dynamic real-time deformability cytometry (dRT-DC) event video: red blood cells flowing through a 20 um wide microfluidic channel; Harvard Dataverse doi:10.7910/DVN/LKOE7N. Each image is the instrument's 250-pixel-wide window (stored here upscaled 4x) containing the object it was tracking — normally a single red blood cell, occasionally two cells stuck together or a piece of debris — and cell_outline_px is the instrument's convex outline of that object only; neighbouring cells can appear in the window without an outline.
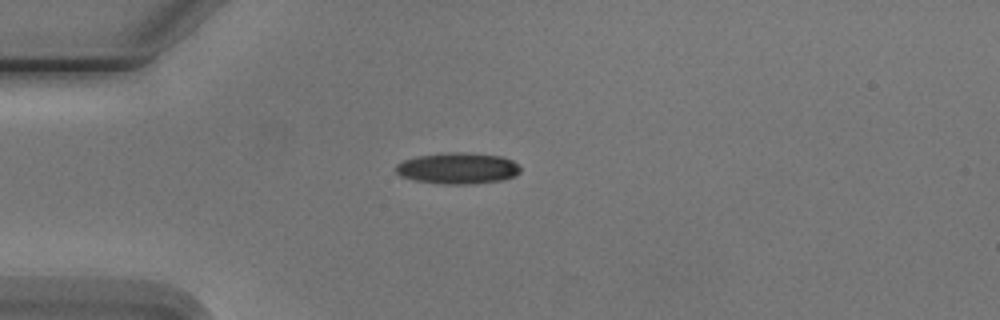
{"species": "Egyptian fruit bat (a non-hibernating species)", "species_latin": "Rousettus aegyptiacus", "temperature_condition": "cold", "stored_images_in_passage": 4, "camera_frame_rate_fps": 3000, "um_per_image_px": 0.085, "animal": {"sex": "male"}, "frame": {"image": 1, "passage_image": 1, "time_ms": 0.0, "image_size_px": [1000, 320], "cell_outline_px": [[520, 172], [516, 176], [504, 180], [468, 184], [444, 184], [416, 180], [400, 176], [392, 168], [396, 164], [404, 160], [416, 156], [440, 152], [468, 152], [500, 156], [512, 160], [520, 168]], "centroid_in_image_um": [38.88, 14.29], "position_along_channel_um": 46.1, "area_um2": 22.95}}
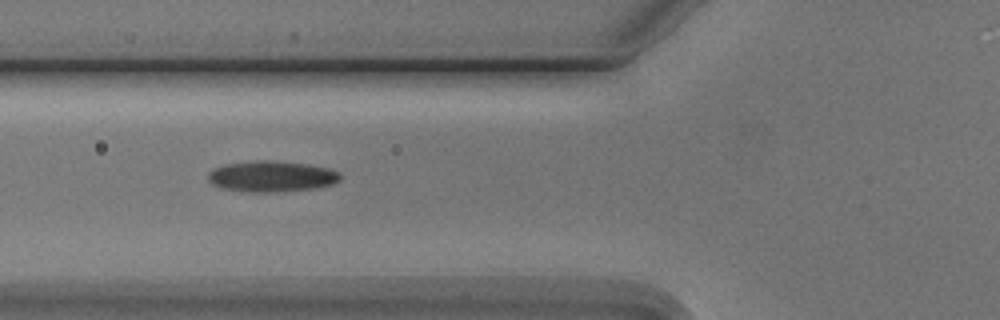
{"frame": {"image": 2, "passage_image": 3, "time_ms": 2.0, "image_size_px": [1000, 320], "cell_outline_px": [[340, 180], [332, 184], [316, 188], [272, 192], [252, 192], [220, 188], [212, 184], [208, 180], [208, 172], [212, 168], [224, 164], [252, 160], [272, 160], [308, 164], [328, 168], [340, 172]], "centroid_in_image_um": [23.05, 14.98], "position_along_channel_um": 102.8, "area_um2": 24.04}}
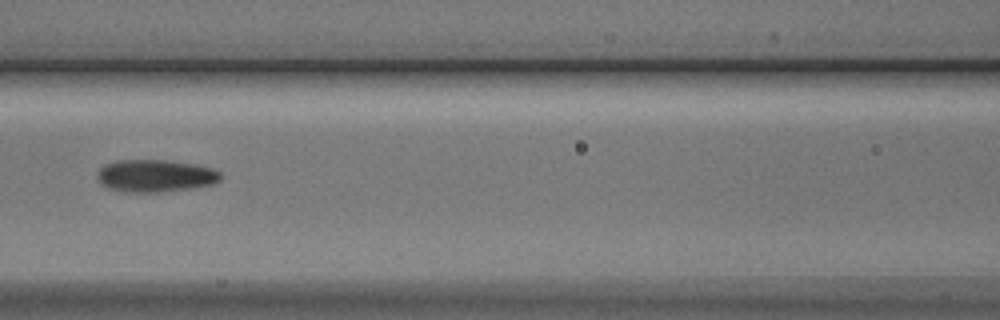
{"frame": {"image": 3, "passage_image": 4, "time_ms": 3.333, "image_size_px": [1000, 320], "cell_outline_px": [[220, 180], [212, 184], [192, 188], [160, 192], [124, 192], [108, 188], [100, 184], [96, 180], [96, 172], [104, 164], [116, 160], [164, 160], [192, 164], [212, 168], [220, 172]], "centroid_in_image_um": [13.13, 14.95], "position_along_channel_um": 153.5, "area_um2": 23.41}}